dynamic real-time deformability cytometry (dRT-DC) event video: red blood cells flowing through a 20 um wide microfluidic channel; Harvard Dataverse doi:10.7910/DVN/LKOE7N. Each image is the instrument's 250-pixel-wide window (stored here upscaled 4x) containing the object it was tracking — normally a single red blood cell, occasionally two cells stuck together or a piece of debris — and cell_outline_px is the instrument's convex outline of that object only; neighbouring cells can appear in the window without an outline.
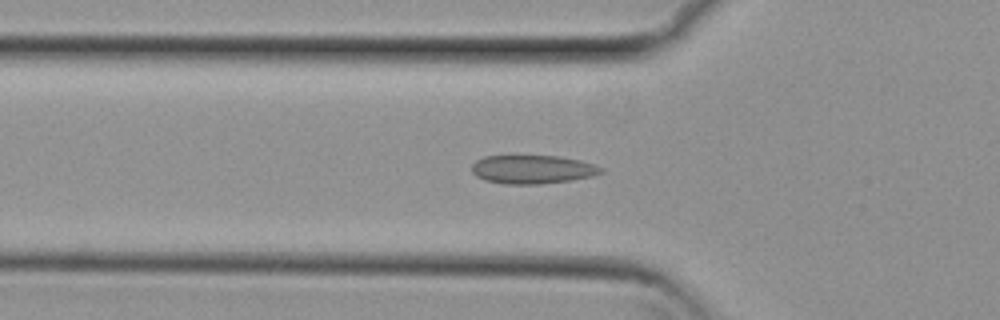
{"species": "common noctule bat (a hibernating species)", "species_latin": "Nyctalus noctula", "temperature_condition": "cold", "stored_images_in_passage": 39, "camera_frame_rate_fps": 3000, "um_per_image_px": 0.085, "animal": {"sex": "female", "body_mass_g": 29.2, "forearm_length_mm": 56.3}, "frame": {"image": 1, "passage_image": 17, "time_ms": 5.333, "image_size_px": [1000, 320], "cell_outline_px": [[604, 172], [592, 176], [572, 180], [540, 184], [504, 184], [484, 180], [476, 176], [472, 172], [472, 164], [476, 160], [484, 156], [560, 156], [580, 160], [604, 168]], "centroid_in_image_um": [45.26, 14.4], "position_along_channel_um": 80.5, "area_um2": 21.62}}
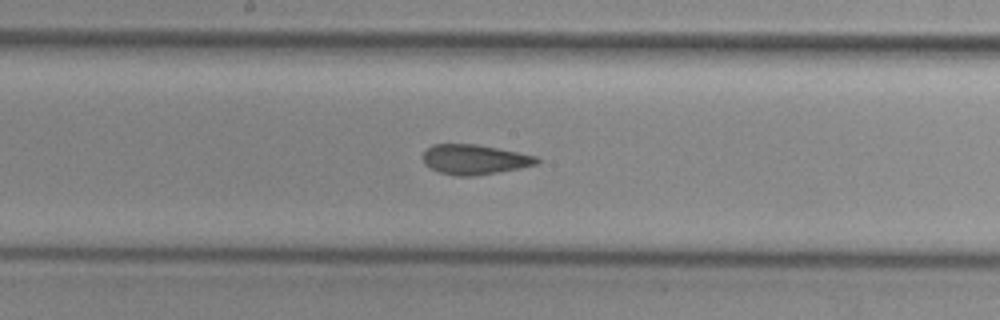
{"frame": {"image": 2, "passage_image": 27, "time_ms": 8.667, "image_size_px": [1000, 320], "cell_outline_px": [[540, 160], [536, 164], [520, 168], [472, 176], [456, 176], [440, 172], [424, 164], [424, 152], [432, 144], [476, 144], [536, 156]], "centroid_in_image_um": [40.32, 13.55], "position_along_channel_um": 207.9, "area_um2": 19.48}}
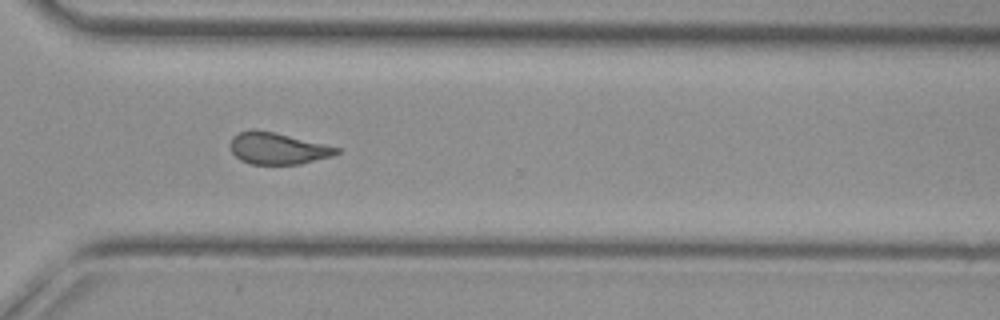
{"frame": {"image": 3, "passage_image": 38, "time_ms": 12.333, "image_size_px": [1000, 320], "cell_outline_px": [[340, 152], [332, 156], [300, 164], [248, 164], [240, 160], [232, 152], [228, 144], [232, 136], [240, 132], [256, 128], [276, 132], [340, 148]], "centroid_in_image_um": [23.56, 12.6], "position_along_channel_um": 347.0, "area_um2": 19.83}}